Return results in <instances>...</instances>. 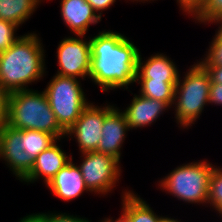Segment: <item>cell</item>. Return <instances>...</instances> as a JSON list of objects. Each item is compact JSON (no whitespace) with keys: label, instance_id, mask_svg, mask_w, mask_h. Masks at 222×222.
I'll list each match as a JSON object with an SVG mask.
<instances>
[{"label":"cell","instance_id":"f1b7e54d","mask_svg":"<svg viewBox=\"0 0 222 222\" xmlns=\"http://www.w3.org/2000/svg\"><path fill=\"white\" fill-rule=\"evenodd\" d=\"M93 9L98 13V15L102 18L103 11L109 9L116 0H87Z\"/></svg>","mask_w":222,"mask_h":222},{"label":"cell","instance_id":"f546056e","mask_svg":"<svg viewBox=\"0 0 222 222\" xmlns=\"http://www.w3.org/2000/svg\"><path fill=\"white\" fill-rule=\"evenodd\" d=\"M208 71L211 83L222 84V65H203Z\"/></svg>","mask_w":222,"mask_h":222},{"label":"cell","instance_id":"3957f363","mask_svg":"<svg viewBox=\"0 0 222 222\" xmlns=\"http://www.w3.org/2000/svg\"><path fill=\"white\" fill-rule=\"evenodd\" d=\"M7 125L18 130L43 131L60 141L66 138V131L58 124L44 91L9 93Z\"/></svg>","mask_w":222,"mask_h":222},{"label":"cell","instance_id":"9c48e42d","mask_svg":"<svg viewBox=\"0 0 222 222\" xmlns=\"http://www.w3.org/2000/svg\"><path fill=\"white\" fill-rule=\"evenodd\" d=\"M104 118L105 105L95 106L90 103L66 132V137L75 138L80 153L96 151L102 138Z\"/></svg>","mask_w":222,"mask_h":222},{"label":"cell","instance_id":"836d02e7","mask_svg":"<svg viewBox=\"0 0 222 222\" xmlns=\"http://www.w3.org/2000/svg\"><path fill=\"white\" fill-rule=\"evenodd\" d=\"M159 222H180L178 221V219H174V218H171V217H167V216H163Z\"/></svg>","mask_w":222,"mask_h":222},{"label":"cell","instance_id":"9a60e30c","mask_svg":"<svg viewBox=\"0 0 222 222\" xmlns=\"http://www.w3.org/2000/svg\"><path fill=\"white\" fill-rule=\"evenodd\" d=\"M61 17L74 35H85L90 25L102 19L87 0H61Z\"/></svg>","mask_w":222,"mask_h":222},{"label":"cell","instance_id":"d6986e66","mask_svg":"<svg viewBox=\"0 0 222 222\" xmlns=\"http://www.w3.org/2000/svg\"><path fill=\"white\" fill-rule=\"evenodd\" d=\"M135 83L140 84L139 94L147 98L163 101L173 108L177 82L135 81Z\"/></svg>","mask_w":222,"mask_h":222},{"label":"cell","instance_id":"4dcf8cb0","mask_svg":"<svg viewBox=\"0 0 222 222\" xmlns=\"http://www.w3.org/2000/svg\"><path fill=\"white\" fill-rule=\"evenodd\" d=\"M18 222H46V212L27 214V216L20 218Z\"/></svg>","mask_w":222,"mask_h":222},{"label":"cell","instance_id":"83f0119b","mask_svg":"<svg viewBox=\"0 0 222 222\" xmlns=\"http://www.w3.org/2000/svg\"><path fill=\"white\" fill-rule=\"evenodd\" d=\"M222 106V84L211 83L209 93V105Z\"/></svg>","mask_w":222,"mask_h":222},{"label":"cell","instance_id":"6da1fadb","mask_svg":"<svg viewBox=\"0 0 222 222\" xmlns=\"http://www.w3.org/2000/svg\"><path fill=\"white\" fill-rule=\"evenodd\" d=\"M91 69L89 79L102 92L128 89L136 81L139 48L124 34L99 31L90 37Z\"/></svg>","mask_w":222,"mask_h":222},{"label":"cell","instance_id":"2e32d148","mask_svg":"<svg viewBox=\"0 0 222 222\" xmlns=\"http://www.w3.org/2000/svg\"><path fill=\"white\" fill-rule=\"evenodd\" d=\"M163 53H155L147 60L142 59L141 51L138 56L136 81L178 82L180 75L175 62Z\"/></svg>","mask_w":222,"mask_h":222},{"label":"cell","instance_id":"5bb4252c","mask_svg":"<svg viewBox=\"0 0 222 222\" xmlns=\"http://www.w3.org/2000/svg\"><path fill=\"white\" fill-rule=\"evenodd\" d=\"M131 103L122 111L130 130L150 126L156 122L163 112L171 107L153 98L134 94Z\"/></svg>","mask_w":222,"mask_h":222},{"label":"cell","instance_id":"8fae6325","mask_svg":"<svg viewBox=\"0 0 222 222\" xmlns=\"http://www.w3.org/2000/svg\"><path fill=\"white\" fill-rule=\"evenodd\" d=\"M130 131L125 116L114 104L105 105V118L102 127V138L96 152L111 155L121 161V149L126 135Z\"/></svg>","mask_w":222,"mask_h":222},{"label":"cell","instance_id":"7a4b0ae2","mask_svg":"<svg viewBox=\"0 0 222 222\" xmlns=\"http://www.w3.org/2000/svg\"><path fill=\"white\" fill-rule=\"evenodd\" d=\"M35 32L20 35L0 52V86L8 93L31 90L28 85L46 76L45 50Z\"/></svg>","mask_w":222,"mask_h":222},{"label":"cell","instance_id":"ba28073f","mask_svg":"<svg viewBox=\"0 0 222 222\" xmlns=\"http://www.w3.org/2000/svg\"><path fill=\"white\" fill-rule=\"evenodd\" d=\"M64 37L58 44L56 57L58 75L86 80L91 69L90 37L85 35ZM84 38V39H83Z\"/></svg>","mask_w":222,"mask_h":222},{"label":"cell","instance_id":"e0dca14e","mask_svg":"<svg viewBox=\"0 0 222 222\" xmlns=\"http://www.w3.org/2000/svg\"><path fill=\"white\" fill-rule=\"evenodd\" d=\"M122 211L131 222H159L163 217L154 212L153 208L143 198L132 190L122 191Z\"/></svg>","mask_w":222,"mask_h":222},{"label":"cell","instance_id":"52a82bcc","mask_svg":"<svg viewBox=\"0 0 222 222\" xmlns=\"http://www.w3.org/2000/svg\"><path fill=\"white\" fill-rule=\"evenodd\" d=\"M79 168L85 186L90 193L104 195L111 193L122 175L121 165L116 158L99 152L81 153Z\"/></svg>","mask_w":222,"mask_h":222},{"label":"cell","instance_id":"277c9868","mask_svg":"<svg viewBox=\"0 0 222 222\" xmlns=\"http://www.w3.org/2000/svg\"><path fill=\"white\" fill-rule=\"evenodd\" d=\"M211 78L205 67L197 60L184 74L179 75L175 86L173 108L178 127L188 129L201 116L209 104Z\"/></svg>","mask_w":222,"mask_h":222},{"label":"cell","instance_id":"7402d4cb","mask_svg":"<svg viewBox=\"0 0 222 222\" xmlns=\"http://www.w3.org/2000/svg\"><path fill=\"white\" fill-rule=\"evenodd\" d=\"M222 16V0H206L193 15L196 23L209 24L214 18Z\"/></svg>","mask_w":222,"mask_h":222},{"label":"cell","instance_id":"1f68e13d","mask_svg":"<svg viewBox=\"0 0 222 222\" xmlns=\"http://www.w3.org/2000/svg\"><path fill=\"white\" fill-rule=\"evenodd\" d=\"M100 222H131V220L123 211H121V215L119 216V218L114 220L112 217H107Z\"/></svg>","mask_w":222,"mask_h":222},{"label":"cell","instance_id":"e575fe53","mask_svg":"<svg viewBox=\"0 0 222 222\" xmlns=\"http://www.w3.org/2000/svg\"><path fill=\"white\" fill-rule=\"evenodd\" d=\"M130 1L133 2V3H134V1H136L137 3H138V2L145 3V1L148 2L149 0H130ZM150 1H153V2H154L155 0H150Z\"/></svg>","mask_w":222,"mask_h":222},{"label":"cell","instance_id":"484cf974","mask_svg":"<svg viewBox=\"0 0 222 222\" xmlns=\"http://www.w3.org/2000/svg\"><path fill=\"white\" fill-rule=\"evenodd\" d=\"M179 8L188 16H193L206 0H176Z\"/></svg>","mask_w":222,"mask_h":222},{"label":"cell","instance_id":"8992f818","mask_svg":"<svg viewBox=\"0 0 222 222\" xmlns=\"http://www.w3.org/2000/svg\"><path fill=\"white\" fill-rule=\"evenodd\" d=\"M80 80L75 77L55 74L43 90L58 124L66 132L80 117L81 112L91 103L87 101V95Z\"/></svg>","mask_w":222,"mask_h":222},{"label":"cell","instance_id":"cb8c5ba5","mask_svg":"<svg viewBox=\"0 0 222 222\" xmlns=\"http://www.w3.org/2000/svg\"><path fill=\"white\" fill-rule=\"evenodd\" d=\"M19 26L0 19V52L7 50L20 36H16Z\"/></svg>","mask_w":222,"mask_h":222},{"label":"cell","instance_id":"ffe728a7","mask_svg":"<svg viewBox=\"0 0 222 222\" xmlns=\"http://www.w3.org/2000/svg\"><path fill=\"white\" fill-rule=\"evenodd\" d=\"M21 139L22 150L34 159L57 141L53 135L36 130H21Z\"/></svg>","mask_w":222,"mask_h":222},{"label":"cell","instance_id":"ac0fdd59","mask_svg":"<svg viewBox=\"0 0 222 222\" xmlns=\"http://www.w3.org/2000/svg\"><path fill=\"white\" fill-rule=\"evenodd\" d=\"M41 0H0V19L21 26L37 10Z\"/></svg>","mask_w":222,"mask_h":222},{"label":"cell","instance_id":"d6a6232c","mask_svg":"<svg viewBox=\"0 0 222 222\" xmlns=\"http://www.w3.org/2000/svg\"><path fill=\"white\" fill-rule=\"evenodd\" d=\"M216 24L218 25V29L216 30V33L222 38V16L220 17H217V18H214L211 22H210V25L211 24ZM220 24V25H219Z\"/></svg>","mask_w":222,"mask_h":222},{"label":"cell","instance_id":"5b68a950","mask_svg":"<svg viewBox=\"0 0 222 222\" xmlns=\"http://www.w3.org/2000/svg\"><path fill=\"white\" fill-rule=\"evenodd\" d=\"M198 161L177 166L158 181L159 188L185 203L207 204L209 180L215 165L207 160Z\"/></svg>","mask_w":222,"mask_h":222},{"label":"cell","instance_id":"7c38bea8","mask_svg":"<svg viewBox=\"0 0 222 222\" xmlns=\"http://www.w3.org/2000/svg\"><path fill=\"white\" fill-rule=\"evenodd\" d=\"M59 142L58 139L34 159L32 170L21 182L30 184L36 182L38 179H44L43 182L47 185L57 172L73 159L72 153L67 155L59 146Z\"/></svg>","mask_w":222,"mask_h":222},{"label":"cell","instance_id":"44dd1931","mask_svg":"<svg viewBox=\"0 0 222 222\" xmlns=\"http://www.w3.org/2000/svg\"><path fill=\"white\" fill-rule=\"evenodd\" d=\"M222 218V168L214 166L209 180L207 205Z\"/></svg>","mask_w":222,"mask_h":222},{"label":"cell","instance_id":"4fadbf2b","mask_svg":"<svg viewBox=\"0 0 222 222\" xmlns=\"http://www.w3.org/2000/svg\"><path fill=\"white\" fill-rule=\"evenodd\" d=\"M72 160L59 170L46 185L55 197L66 202L74 200L84 192L89 191L85 186L78 164H75Z\"/></svg>","mask_w":222,"mask_h":222},{"label":"cell","instance_id":"4316f807","mask_svg":"<svg viewBox=\"0 0 222 222\" xmlns=\"http://www.w3.org/2000/svg\"><path fill=\"white\" fill-rule=\"evenodd\" d=\"M8 98L9 93L0 86V129L8 121Z\"/></svg>","mask_w":222,"mask_h":222},{"label":"cell","instance_id":"d4e9b609","mask_svg":"<svg viewBox=\"0 0 222 222\" xmlns=\"http://www.w3.org/2000/svg\"><path fill=\"white\" fill-rule=\"evenodd\" d=\"M46 222H91L88 218L80 217L77 215H71L70 213H61V212H47L46 213Z\"/></svg>","mask_w":222,"mask_h":222},{"label":"cell","instance_id":"30bf717a","mask_svg":"<svg viewBox=\"0 0 222 222\" xmlns=\"http://www.w3.org/2000/svg\"><path fill=\"white\" fill-rule=\"evenodd\" d=\"M21 130L4 125L0 129V159L12 171L17 180L22 181L32 170L34 158L22 150Z\"/></svg>","mask_w":222,"mask_h":222},{"label":"cell","instance_id":"603a6c76","mask_svg":"<svg viewBox=\"0 0 222 222\" xmlns=\"http://www.w3.org/2000/svg\"><path fill=\"white\" fill-rule=\"evenodd\" d=\"M204 58L199 61L202 65H222V38L215 33Z\"/></svg>","mask_w":222,"mask_h":222}]
</instances>
